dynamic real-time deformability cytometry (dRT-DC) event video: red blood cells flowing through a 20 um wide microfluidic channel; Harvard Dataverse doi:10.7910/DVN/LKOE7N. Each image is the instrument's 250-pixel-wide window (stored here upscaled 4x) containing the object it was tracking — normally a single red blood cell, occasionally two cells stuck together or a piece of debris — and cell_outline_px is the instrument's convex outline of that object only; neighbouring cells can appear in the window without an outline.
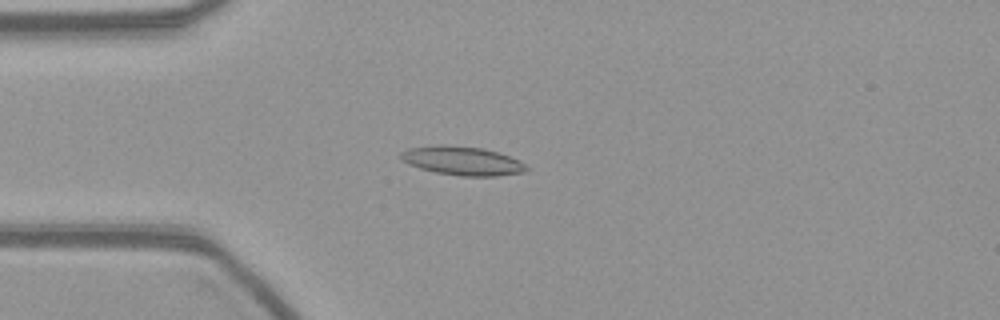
{"species": "common noctule bat (a hibernating species)", "species_latin": "Nyctalus noctula", "temperature_condition": "warm", "stored_images_in_passage": 55, "camera_frame_rate_fps": 3000, "um_per_image_px": 0.085, "animal": {"sex": "female", "body_mass_g": 21.9}, "frame": {"image": 1, "passage_image": 14, "time_ms": 4.333, "image_size_px": [1000, 320], "cell_outline_px": [[528, 168], [524, 172], [496, 176], [460, 176], [436, 172], [420, 168], [408, 164], [400, 160], [400, 152], [408, 148], [440, 144], [444, 144], [484, 148], [520, 160]], "centroid_in_image_um": [39.25, 13.66], "position_along_channel_um": 45.7, "area_um2": 21.15}}
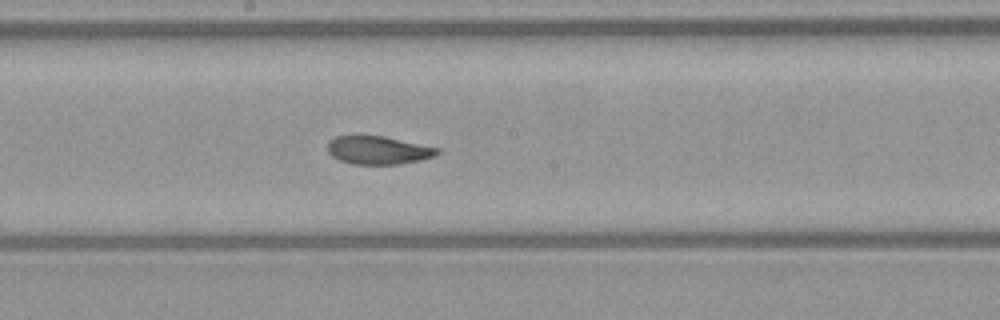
{"frame": {"image": 2, "passage_image": 29, "time_ms": 9.333, "image_size_px": [1000, 320], "cell_outline_px": [[440, 152], [436, 156], [420, 160], [400, 164], [352, 164], [340, 160], [332, 156], [328, 152], [328, 140], [336, 136], [384, 136], [440, 148]], "centroid_in_image_um": [32.17, 12.77], "position_along_channel_um": 216.0, "area_um2": 18.03}}
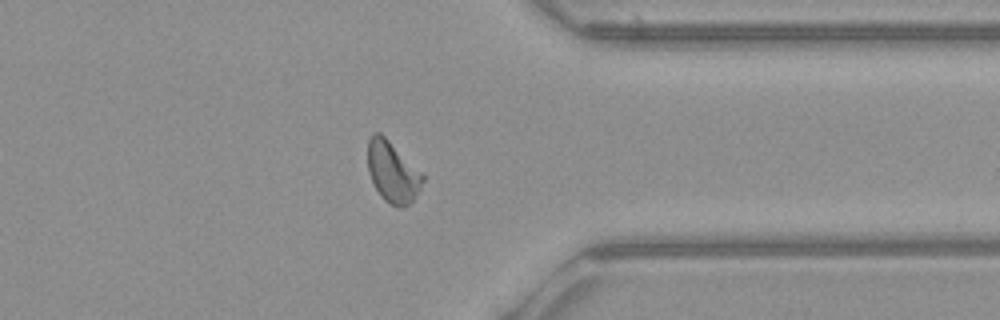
{"frame": {"image": 3, "passage_image": 43, "time_ms": 14.0, "image_size_px": [1000, 320], "cell_outline_px": [[424, 180], [420, 188], [412, 200], [404, 208], [396, 208], [384, 200], [380, 196], [368, 172], [368, 140], [376, 132], [380, 132], [424, 176]], "centroid_in_image_um": [33.35, 14.66], "position_along_channel_um": 378.1, "area_um2": 19.07}}